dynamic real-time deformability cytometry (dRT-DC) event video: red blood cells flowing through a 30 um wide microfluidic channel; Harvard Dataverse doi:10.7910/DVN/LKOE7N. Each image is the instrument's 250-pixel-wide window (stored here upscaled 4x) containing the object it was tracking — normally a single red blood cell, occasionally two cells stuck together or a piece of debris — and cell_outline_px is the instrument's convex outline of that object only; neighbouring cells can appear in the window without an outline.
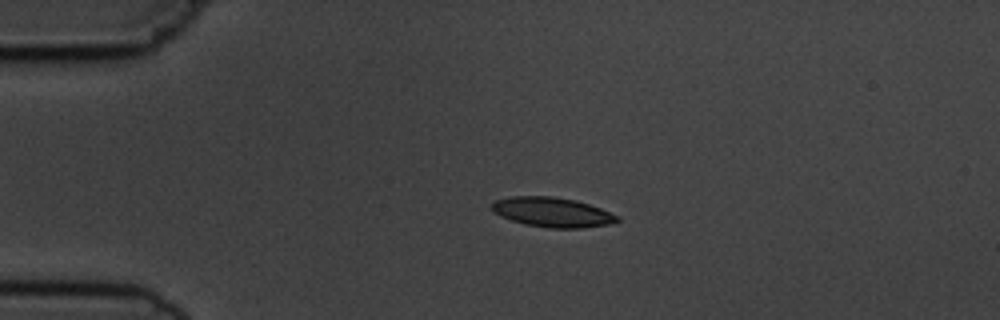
{"species": "common noctule bat (a hibernating species)", "species_latin": "Nyctalus noctula", "temperature_condition": "cold", "stored_images_in_passage": 2, "camera_frame_rate_fps": 3000, "um_per_image_px": 0.085, "animal": {"sex": "male", "body_mass_g": 19.5, "forearm_length_mm": 54.6}, "frame": {"image": 1, "passage_image": 1, "time_ms": 0.0, "image_size_px": [1000, 320], "cell_outline_px": [[620, 220], [608, 224], [580, 228], [548, 228], [524, 224], [500, 216], [492, 208], [492, 204], [496, 200], [512, 196], [552, 196], [576, 200], [600, 208], [620, 216]], "centroid_in_image_um": [46.97, 18.04], "position_along_channel_um": 38.0, "area_um2": 21.56}}